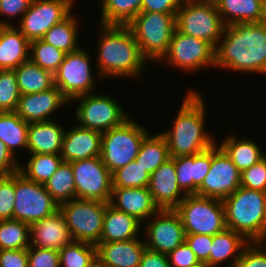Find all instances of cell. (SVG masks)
Here are the masks:
<instances>
[{"label": "cell", "instance_id": "6", "mask_svg": "<svg viewBox=\"0 0 266 267\" xmlns=\"http://www.w3.org/2000/svg\"><path fill=\"white\" fill-rule=\"evenodd\" d=\"M174 210L179 214L186 234L213 236L227 228L222 200L186 195Z\"/></svg>", "mask_w": 266, "mask_h": 267}, {"label": "cell", "instance_id": "38", "mask_svg": "<svg viewBox=\"0 0 266 267\" xmlns=\"http://www.w3.org/2000/svg\"><path fill=\"white\" fill-rule=\"evenodd\" d=\"M30 225L15 219L0 220V250L28 249Z\"/></svg>", "mask_w": 266, "mask_h": 267}, {"label": "cell", "instance_id": "29", "mask_svg": "<svg viewBox=\"0 0 266 267\" xmlns=\"http://www.w3.org/2000/svg\"><path fill=\"white\" fill-rule=\"evenodd\" d=\"M248 243L241 234L226 228L213 235L209 260L206 264L209 267H216L232 258L230 265L226 267H235L241 252Z\"/></svg>", "mask_w": 266, "mask_h": 267}, {"label": "cell", "instance_id": "35", "mask_svg": "<svg viewBox=\"0 0 266 267\" xmlns=\"http://www.w3.org/2000/svg\"><path fill=\"white\" fill-rule=\"evenodd\" d=\"M143 0H102L101 24L126 26L140 12Z\"/></svg>", "mask_w": 266, "mask_h": 267}, {"label": "cell", "instance_id": "17", "mask_svg": "<svg viewBox=\"0 0 266 267\" xmlns=\"http://www.w3.org/2000/svg\"><path fill=\"white\" fill-rule=\"evenodd\" d=\"M153 217L149 218L145 229L147 240L144 242L147 249L168 254L185 242L186 233L174 209H159Z\"/></svg>", "mask_w": 266, "mask_h": 267}, {"label": "cell", "instance_id": "41", "mask_svg": "<svg viewBox=\"0 0 266 267\" xmlns=\"http://www.w3.org/2000/svg\"><path fill=\"white\" fill-rule=\"evenodd\" d=\"M150 174L135 160L112 173V187H148Z\"/></svg>", "mask_w": 266, "mask_h": 267}, {"label": "cell", "instance_id": "11", "mask_svg": "<svg viewBox=\"0 0 266 267\" xmlns=\"http://www.w3.org/2000/svg\"><path fill=\"white\" fill-rule=\"evenodd\" d=\"M73 100L79 102L75 114L79 121L77 125L81 127L103 133L129 119L127 113L111 96L89 93Z\"/></svg>", "mask_w": 266, "mask_h": 267}, {"label": "cell", "instance_id": "55", "mask_svg": "<svg viewBox=\"0 0 266 267\" xmlns=\"http://www.w3.org/2000/svg\"><path fill=\"white\" fill-rule=\"evenodd\" d=\"M183 3L187 2H203V1H208V0H181Z\"/></svg>", "mask_w": 266, "mask_h": 267}, {"label": "cell", "instance_id": "5", "mask_svg": "<svg viewBox=\"0 0 266 267\" xmlns=\"http://www.w3.org/2000/svg\"><path fill=\"white\" fill-rule=\"evenodd\" d=\"M137 41L142 56L160 61L167 53L176 29V13L140 12L126 25Z\"/></svg>", "mask_w": 266, "mask_h": 267}, {"label": "cell", "instance_id": "28", "mask_svg": "<svg viewBox=\"0 0 266 267\" xmlns=\"http://www.w3.org/2000/svg\"><path fill=\"white\" fill-rule=\"evenodd\" d=\"M143 225L135 217L116 210L107 205L100 242L128 241L139 237L140 226Z\"/></svg>", "mask_w": 266, "mask_h": 267}, {"label": "cell", "instance_id": "47", "mask_svg": "<svg viewBox=\"0 0 266 267\" xmlns=\"http://www.w3.org/2000/svg\"><path fill=\"white\" fill-rule=\"evenodd\" d=\"M213 236L206 234H186L185 242L194 251L199 262L206 263L209 260V253Z\"/></svg>", "mask_w": 266, "mask_h": 267}, {"label": "cell", "instance_id": "2", "mask_svg": "<svg viewBox=\"0 0 266 267\" xmlns=\"http://www.w3.org/2000/svg\"><path fill=\"white\" fill-rule=\"evenodd\" d=\"M205 109L200 93L188 91L173 127L161 133L166 138L171 158L196 155L216 144L205 132Z\"/></svg>", "mask_w": 266, "mask_h": 267}, {"label": "cell", "instance_id": "8", "mask_svg": "<svg viewBox=\"0 0 266 267\" xmlns=\"http://www.w3.org/2000/svg\"><path fill=\"white\" fill-rule=\"evenodd\" d=\"M109 202L75 198L59 205L74 241L97 245Z\"/></svg>", "mask_w": 266, "mask_h": 267}, {"label": "cell", "instance_id": "43", "mask_svg": "<svg viewBox=\"0 0 266 267\" xmlns=\"http://www.w3.org/2000/svg\"><path fill=\"white\" fill-rule=\"evenodd\" d=\"M15 172L0 175V220L13 219Z\"/></svg>", "mask_w": 266, "mask_h": 267}, {"label": "cell", "instance_id": "39", "mask_svg": "<svg viewBox=\"0 0 266 267\" xmlns=\"http://www.w3.org/2000/svg\"><path fill=\"white\" fill-rule=\"evenodd\" d=\"M97 260L96 245L73 241L59 251L60 267H91Z\"/></svg>", "mask_w": 266, "mask_h": 267}, {"label": "cell", "instance_id": "34", "mask_svg": "<svg viewBox=\"0 0 266 267\" xmlns=\"http://www.w3.org/2000/svg\"><path fill=\"white\" fill-rule=\"evenodd\" d=\"M78 19L70 14L63 21L52 26L43 36L42 40L60 49L66 54L78 50L77 38Z\"/></svg>", "mask_w": 266, "mask_h": 267}, {"label": "cell", "instance_id": "20", "mask_svg": "<svg viewBox=\"0 0 266 267\" xmlns=\"http://www.w3.org/2000/svg\"><path fill=\"white\" fill-rule=\"evenodd\" d=\"M73 241L70 230L59 210L30 225V246L60 251Z\"/></svg>", "mask_w": 266, "mask_h": 267}, {"label": "cell", "instance_id": "12", "mask_svg": "<svg viewBox=\"0 0 266 267\" xmlns=\"http://www.w3.org/2000/svg\"><path fill=\"white\" fill-rule=\"evenodd\" d=\"M89 52L80 47L65 55L60 67L54 73V84L63 96L71 102L74 98L89 94L95 87Z\"/></svg>", "mask_w": 266, "mask_h": 267}, {"label": "cell", "instance_id": "9", "mask_svg": "<svg viewBox=\"0 0 266 267\" xmlns=\"http://www.w3.org/2000/svg\"><path fill=\"white\" fill-rule=\"evenodd\" d=\"M225 25L214 0L183 3L176 13V29L188 36L206 40L214 47Z\"/></svg>", "mask_w": 266, "mask_h": 267}, {"label": "cell", "instance_id": "30", "mask_svg": "<svg viewBox=\"0 0 266 267\" xmlns=\"http://www.w3.org/2000/svg\"><path fill=\"white\" fill-rule=\"evenodd\" d=\"M14 71L21 95L46 91L55 86L54 74L39 67L30 59L20 64Z\"/></svg>", "mask_w": 266, "mask_h": 267}, {"label": "cell", "instance_id": "27", "mask_svg": "<svg viewBox=\"0 0 266 267\" xmlns=\"http://www.w3.org/2000/svg\"><path fill=\"white\" fill-rule=\"evenodd\" d=\"M225 26L266 21L264 0H214Z\"/></svg>", "mask_w": 266, "mask_h": 267}, {"label": "cell", "instance_id": "3", "mask_svg": "<svg viewBox=\"0 0 266 267\" xmlns=\"http://www.w3.org/2000/svg\"><path fill=\"white\" fill-rule=\"evenodd\" d=\"M97 67L99 77H137L145 61L139 45L127 26L100 24ZM143 68V69H142Z\"/></svg>", "mask_w": 266, "mask_h": 267}, {"label": "cell", "instance_id": "1", "mask_svg": "<svg viewBox=\"0 0 266 267\" xmlns=\"http://www.w3.org/2000/svg\"><path fill=\"white\" fill-rule=\"evenodd\" d=\"M215 67L266 73V21L225 26L215 47Z\"/></svg>", "mask_w": 266, "mask_h": 267}, {"label": "cell", "instance_id": "52", "mask_svg": "<svg viewBox=\"0 0 266 267\" xmlns=\"http://www.w3.org/2000/svg\"><path fill=\"white\" fill-rule=\"evenodd\" d=\"M6 145L0 140V175H8L19 171L20 164Z\"/></svg>", "mask_w": 266, "mask_h": 267}, {"label": "cell", "instance_id": "7", "mask_svg": "<svg viewBox=\"0 0 266 267\" xmlns=\"http://www.w3.org/2000/svg\"><path fill=\"white\" fill-rule=\"evenodd\" d=\"M148 132L132 119L102 133L101 160L113 173L135 160Z\"/></svg>", "mask_w": 266, "mask_h": 267}, {"label": "cell", "instance_id": "54", "mask_svg": "<svg viewBox=\"0 0 266 267\" xmlns=\"http://www.w3.org/2000/svg\"><path fill=\"white\" fill-rule=\"evenodd\" d=\"M189 267H209V266L204 262H199V263H196L195 265H192Z\"/></svg>", "mask_w": 266, "mask_h": 267}, {"label": "cell", "instance_id": "19", "mask_svg": "<svg viewBox=\"0 0 266 267\" xmlns=\"http://www.w3.org/2000/svg\"><path fill=\"white\" fill-rule=\"evenodd\" d=\"M148 189L159 209H174L186 197L177 183L174 158L162 163L151 174Z\"/></svg>", "mask_w": 266, "mask_h": 267}, {"label": "cell", "instance_id": "49", "mask_svg": "<svg viewBox=\"0 0 266 267\" xmlns=\"http://www.w3.org/2000/svg\"><path fill=\"white\" fill-rule=\"evenodd\" d=\"M0 267H28V249L0 250Z\"/></svg>", "mask_w": 266, "mask_h": 267}, {"label": "cell", "instance_id": "44", "mask_svg": "<svg viewBox=\"0 0 266 267\" xmlns=\"http://www.w3.org/2000/svg\"><path fill=\"white\" fill-rule=\"evenodd\" d=\"M241 187L266 192V156L241 173Z\"/></svg>", "mask_w": 266, "mask_h": 267}, {"label": "cell", "instance_id": "25", "mask_svg": "<svg viewBox=\"0 0 266 267\" xmlns=\"http://www.w3.org/2000/svg\"><path fill=\"white\" fill-rule=\"evenodd\" d=\"M30 41L11 22L0 21V70H14L29 60Z\"/></svg>", "mask_w": 266, "mask_h": 267}, {"label": "cell", "instance_id": "10", "mask_svg": "<svg viewBox=\"0 0 266 267\" xmlns=\"http://www.w3.org/2000/svg\"><path fill=\"white\" fill-rule=\"evenodd\" d=\"M58 210V203L47 192L44 184L27 179L19 171L15 172L13 219L31 225Z\"/></svg>", "mask_w": 266, "mask_h": 267}, {"label": "cell", "instance_id": "42", "mask_svg": "<svg viewBox=\"0 0 266 267\" xmlns=\"http://www.w3.org/2000/svg\"><path fill=\"white\" fill-rule=\"evenodd\" d=\"M20 95L15 71L0 70V112H14Z\"/></svg>", "mask_w": 266, "mask_h": 267}, {"label": "cell", "instance_id": "26", "mask_svg": "<svg viewBox=\"0 0 266 267\" xmlns=\"http://www.w3.org/2000/svg\"><path fill=\"white\" fill-rule=\"evenodd\" d=\"M56 121L29 123L27 146L30 154L60 155L65 130Z\"/></svg>", "mask_w": 266, "mask_h": 267}, {"label": "cell", "instance_id": "50", "mask_svg": "<svg viewBox=\"0 0 266 267\" xmlns=\"http://www.w3.org/2000/svg\"><path fill=\"white\" fill-rule=\"evenodd\" d=\"M182 4L181 0H143L141 12L177 13Z\"/></svg>", "mask_w": 266, "mask_h": 267}, {"label": "cell", "instance_id": "40", "mask_svg": "<svg viewBox=\"0 0 266 267\" xmlns=\"http://www.w3.org/2000/svg\"><path fill=\"white\" fill-rule=\"evenodd\" d=\"M29 59L44 70L50 71L53 74L60 67L66 55L65 52L46 43L42 39L33 40L30 42Z\"/></svg>", "mask_w": 266, "mask_h": 267}, {"label": "cell", "instance_id": "23", "mask_svg": "<svg viewBox=\"0 0 266 267\" xmlns=\"http://www.w3.org/2000/svg\"><path fill=\"white\" fill-rule=\"evenodd\" d=\"M140 240L99 242L96 245L97 261L104 267H139L147 248L145 242Z\"/></svg>", "mask_w": 266, "mask_h": 267}, {"label": "cell", "instance_id": "24", "mask_svg": "<svg viewBox=\"0 0 266 267\" xmlns=\"http://www.w3.org/2000/svg\"><path fill=\"white\" fill-rule=\"evenodd\" d=\"M212 147L192 156L174 157L178 186L186 195L196 194L211 167Z\"/></svg>", "mask_w": 266, "mask_h": 267}, {"label": "cell", "instance_id": "36", "mask_svg": "<svg viewBox=\"0 0 266 267\" xmlns=\"http://www.w3.org/2000/svg\"><path fill=\"white\" fill-rule=\"evenodd\" d=\"M44 186L58 205L75 199L76 188L71 163L62 162Z\"/></svg>", "mask_w": 266, "mask_h": 267}, {"label": "cell", "instance_id": "32", "mask_svg": "<svg viewBox=\"0 0 266 267\" xmlns=\"http://www.w3.org/2000/svg\"><path fill=\"white\" fill-rule=\"evenodd\" d=\"M29 123L15 112H0V140L15 155V148H26Z\"/></svg>", "mask_w": 266, "mask_h": 267}, {"label": "cell", "instance_id": "4", "mask_svg": "<svg viewBox=\"0 0 266 267\" xmlns=\"http://www.w3.org/2000/svg\"><path fill=\"white\" fill-rule=\"evenodd\" d=\"M228 229L248 242L266 241V192L239 187L222 200Z\"/></svg>", "mask_w": 266, "mask_h": 267}, {"label": "cell", "instance_id": "16", "mask_svg": "<svg viewBox=\"0 0 266 267\" xmlns=\"http://www.w3.org/2000/svg\"><path fill=\"white\" fill-rule=\"evenodd\" d=\"M241 186V172L226 153L215 144L208 174L197 189V195L224 200Z\"/></svg>", "mask_w": 266, "mask_h": 267}, {"label": "cell", "instance_id": "48", "mask_svg": "<svg viewBox=\"0 0 266 267\" xmlns=\"http://www.w3.org/2000/svg\"><path fill=\"white\" fill-rule=\"evenodd\" d=\"M167 257L172 267H189L199 263L194 251L186 242L169 252Z\"/></svg>", "mask_w": 266, "mask_h": 267}, {"label": "cell", "instance_id": "37", "mask_svg": "<svg viewBox=\"0 0 266 267\" xmlns=\"http://www.w3.org/2000/svg\"><path fill=\"white\" fill-rule=\"evenodd\" d=\"M63 159L58 154H30L25 167L19 166V172L27 179L44 184L57 171Z\"/></svg>", "mask_w": 266, "mask_h": 267}, {"label": "cell", "instance_id": "14", "mask_svg": "<svg viewBox=\"0 0 266 267\" xmlns=\"http://www.w3.org/2000/svg\"><path fill=\"white\" fill-rule=\"evenodd\" d=\"M163 60L187 72L204 66L215 67V47L206 40L185 35L175 29L168 51L160 61Z\"/></svg>", "mask_w": 266, "mask_h": 267}, {"label": "cell", "instance_id": "22", "mask_svg": "<svg viewBox=\"0 0 266 267\" xmlns=\"http://www.w3.org/2000/svg\"><path fill=\"white\" fill-rule=\"evenodd\" d=\"M71 129L65 131L62 141L60 156L63 162H74L101 156V132L78 125Z\"/></svg>", "mask_w": 266, "mask_h": 267}, {"label": "cell", "instance_id": "33", "mask_svg": "<svg viewBox=\"0 0 266 267\" xmlns=\"http://www.w3.org/2000/svg\"><path fill=\"white\" fill-rule=\"evenodd\" d=\"M170 158L166 138L161 133H158L155 136L148 134L144 138L135 161L151 175L162 163Z\"/></svg>", "mask_w": 266, "mask_h": 267}, {"label": "cell", "instance_id": "21", "mask_svg": "<svg viewBox=\"0 0 266 267\" xmlns=\"http://www.w3.org/2000/svg\"><path fill=\"white\" fill-rule=\"evenodd\" d=\"M109 204L116 210L135 217L141 223L159 210L148 187H112Z\"/></svg>", "mask_w": 266, "mask_h": 267}, {"label": "cell", "instance_id": "51", "mask_svg": "<svg viewBox=\"0 0 266 267\" xmlns=\"http://www.w3.org/2000/svg\"><path fill=\"white\" fill-rule=\"evenodd\" d=\"M33 0H0V15L7 17L21 16L29 9Z\"/></svg>", "mask_w": 266, "mask_h": 267}, {"label": "cell", "instance_id": "18", "mask_svg": "<svg viewBox=\"0 0 266 267\" xmlns=\"http://www.w3.org/2000/svg\"><path fill=\"white\" fill-rule=\"evenodd\" d=\"M67 103L61 90L54 86L46 91L20 95L14 112L28 123L45 122L52 120L51 114Z\"/></svg>", "mask_w": 266, "mask_h": 267}, {"label": "cell", "instance_id": "31", "mask_svg": "<svg viewBox=\"0 0 266 267\" xmlns=\"http://www.w3.org/2000/svg\"><path fill=\"white\" fill-rule=\"evenodd\" d=\"M218 147L226 153L241 173L266 156L254 141L238 140L234 135L227 137Z\"/></svg>", "mask_w": 266, "mask_h": 267}, {"label": "cell", "instance_id": "56", "mask_svg": "<svg viewBox=\"0 0 266 267\" xmlns=\"http://www.w3.org/2000/svg\"><path fill=\"white\" fill-rule=\"evenodd\" d=\"M91 267H104L103 265H101L97 260L93 263V265Z\"/></svg>", "mask_w": 266, "mask_h": 267}, {"label": "cell", "instance_id": "13", "mask_svg": "<svg viewBox=\"0 0 266 267\" xmlns=\"http://www.w3.org/2000/svg\"><path fill=\"white\" fill-rule=\"evenodd\" d=\"M76 188V198L110 202L112 173L101 157L70 162Z\"/></svg>", "mask_w": 266, "mask_h": 267}, {"label": "cell", "instance_id": "15", "mask_svg": "<svg viewBox=\"0 0 266 267\" xmlns=\"http://www.w3.org/2000/svg\"><path fill=\"white\" fill-rule=\"evenodd\" d=\"M74 0H33L19 21V30L31 42L42 39L55 24L72 12Z\"/></svg>", "mask_w": 266, "mask_h": 267}, {"label": "cell", "instance_id": "45", "mask_svg": "<svg viewBox=\"0 0 266 267\" xmlns=\"http://www.w3.org/2000/svg\"><path fill=\"white\" fill-rule=\"evenodd\" d=\"M265 248L263 242H249L241 252L235 267H266Z\"/></svg>", "mask_w": 266, "mask_h": 267}, {"label": "cell", "instance_id": "53", "mask_svg": "<svg viewBox=\"0 0 266 267\" xmlns=\"http://www.w3.org/2000/svg\"><path fill=\"white\" fill-rule=\"evenodd\" d=\"M139 267H172L167 254L145 249Z\"/></svg>", "mask_w": 266, "mask_h": 267}, {"label": "cell", "instance_id": "46", "mask_svg": "<svg viewBox=\"0 0 266 267\" xmlns=\"http://www.w3.org/2000/svg\"><path fill=\"white\" fill-rule=\"evenodd\" d=\"M28 267H60L59 251L30 246Z\"/></svg>", "mask_w": 266, "mask_h": 267}]
</instances>
